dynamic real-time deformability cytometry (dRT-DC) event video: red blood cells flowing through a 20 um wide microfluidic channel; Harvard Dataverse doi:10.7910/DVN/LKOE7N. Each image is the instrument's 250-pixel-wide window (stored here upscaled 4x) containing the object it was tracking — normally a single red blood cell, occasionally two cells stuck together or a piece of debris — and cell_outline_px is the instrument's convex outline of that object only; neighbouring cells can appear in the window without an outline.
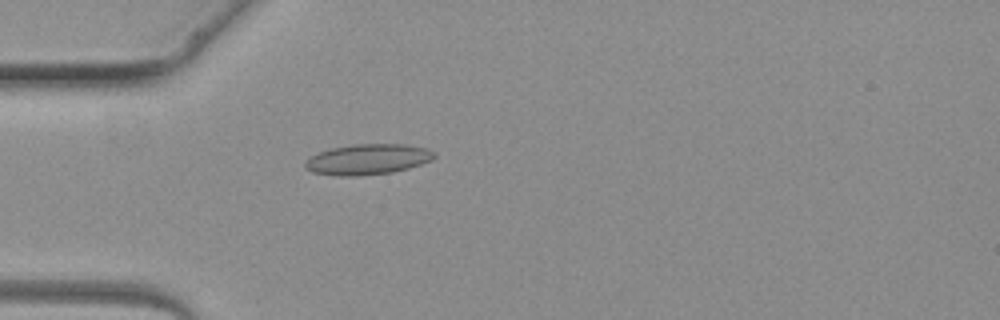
{"species": "common noctule bat (a hibernating species)", "species_latin": "Nyctalus noctula", "temperature_condition": "warm", "stored_images_in_passage": 4, "camera_frame_rate_fps": 3000, "um_per_image_px": 0.085, "animal": {"sex": "female", "body_mass_g": 19.3, "forearm_length_mm": 54.1}, "frame": {"image": 1, "passage_image": 4, "time_ms": 3.667, "image_size_px": [1000, 320], "cell_outline_px": [[436, 156], [432, 160], [408, 168], [392, 172], [356, 176], [336, 176], [312, 172], [304, 168], [304, 164], [308, 156], [332, 148], [352, 144], [408, 144], [428, 148], [436, 152]], "centroid_in_image_um": [31.25, 13.54], "position_along_channel_um": 53.7, "area_um2": 23.24}}